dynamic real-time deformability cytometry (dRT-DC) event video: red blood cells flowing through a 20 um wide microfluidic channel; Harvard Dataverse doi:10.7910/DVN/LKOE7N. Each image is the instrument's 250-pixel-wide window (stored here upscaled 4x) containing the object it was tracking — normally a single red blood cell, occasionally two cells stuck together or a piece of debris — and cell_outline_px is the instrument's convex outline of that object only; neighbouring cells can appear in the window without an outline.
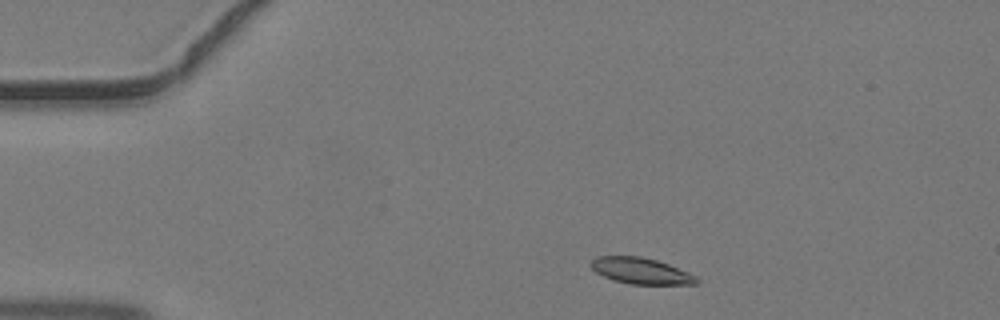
{"species": "common noctule bat (a hibernating species)", "species_latin": "Nyctalus noctula", "temperature_condition": "warm", "stored_images_in_passage": 38, "camera_frame_rate_fps": 3000, "um_per_image_px": 0.085, "animal": {"sex": "male", "body_mass_g": 19.2, "forearm_length_mm": 51.8}, "frame": {"image": 1, "passage_image": 2, "time_ms": 0.333, "image_size_px": [1000, 320], "cell_outline_px": [[700, 280], [696, 284], [632, 284], [616, 280], [604, 276], [596, 272], [588, 264], [596, 256], [640, 256], [656, 260], [668, 264], [688, 272], [696, 276]], "centroid_in_image_um": [54.47, 23.01], "position_along_channel_um": 30.5, "area_um2": 15.95}}
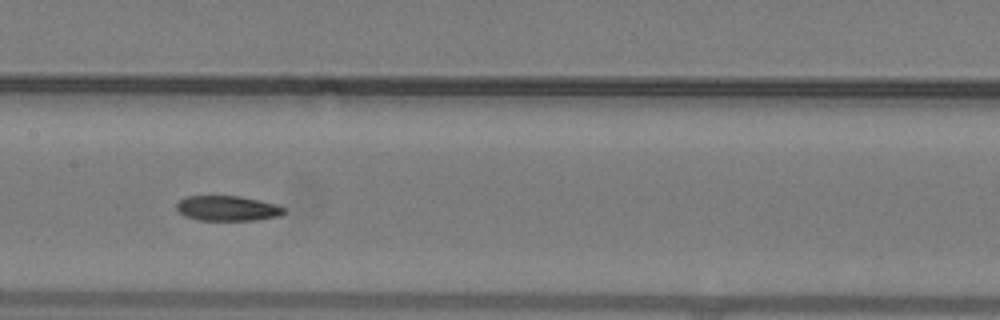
{"frame": {"image": 2, "passage_image": 16, "time_ms": 5.0, "image_size_px": [1000, 320], "cell_outline_px": [[284, 212], [280, 216], [256, 220], [200, 220], [184, 216], [176, 208], [176, 204], [184, 196], [240, 196], [276, 204], [284, 208]], "centroid_in_image_um": [19.31, 17.71], "position_along_channel_um": 188.1, "area_um2": 15.66}}
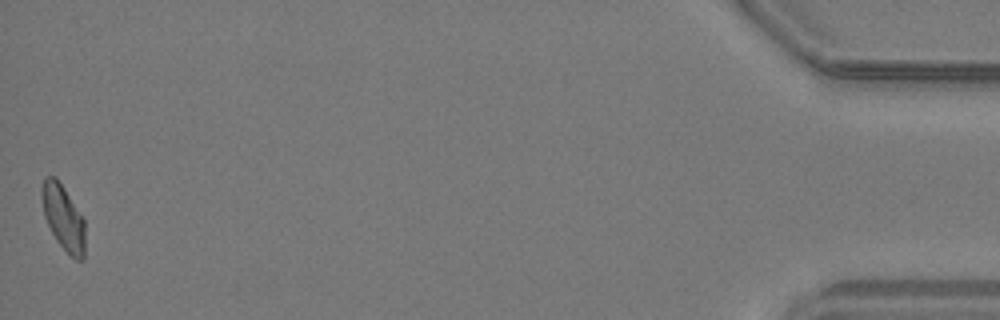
{"frame": {"image": 3, "passage_image": 38, "time_ms": 12.333, "image_size_px": [1000, 320], "cell_outline_px": [[84, 260], [76, 260], [56, 240], [44, 216], [40, 196], [40, 188], [44, 176], [56, 176], [64, 188], [84, 220]], "centroid_in_image_um": [5.34, 18.44], "position_along_channel_um": 429.9, "area_um2": 16.36}}